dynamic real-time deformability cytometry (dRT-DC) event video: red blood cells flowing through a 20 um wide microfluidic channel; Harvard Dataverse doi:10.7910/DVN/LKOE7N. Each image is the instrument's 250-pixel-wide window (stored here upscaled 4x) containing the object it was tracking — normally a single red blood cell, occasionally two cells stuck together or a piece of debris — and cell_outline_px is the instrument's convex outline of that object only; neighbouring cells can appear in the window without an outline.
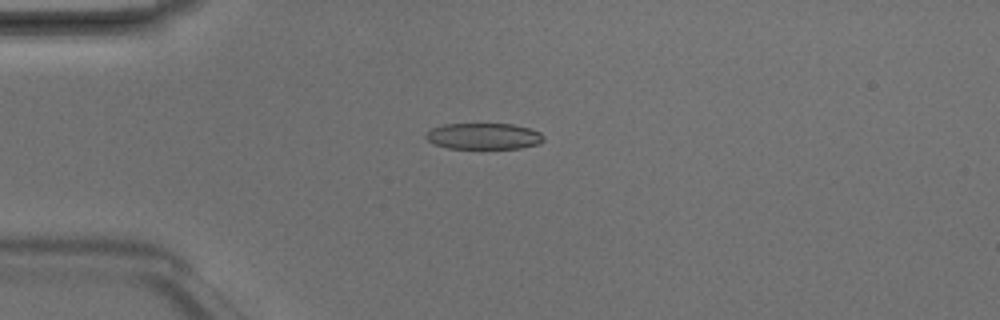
{"species": "Egyptian fruit bat (a non-hibernating species)", "species_latin": "Rousettus aegyptiacus", "temperature_condition": "room temperature", "stored_images_in_passage": 6, "camera_frame_rate_fps": 3000, "um_per_image_px": 0.085, "animal": {"sex": "male"}, "frame": {"image": 1, "passage_image": 4, "time_ms": 1.0, "image_size_px": [1000, 320], "cell_outline_px": [[544, 140], [540, 144], [520, 148], [448, 148], [432, 144], [424, 136], [432, 128], [444, 124], [512, 124], [528, 128], [540, 132], [544, 136]], "centroid_in_image_um": [41.12, 11.58], "position_along_channel_um": 43.9, "area_um2": 17.98}}